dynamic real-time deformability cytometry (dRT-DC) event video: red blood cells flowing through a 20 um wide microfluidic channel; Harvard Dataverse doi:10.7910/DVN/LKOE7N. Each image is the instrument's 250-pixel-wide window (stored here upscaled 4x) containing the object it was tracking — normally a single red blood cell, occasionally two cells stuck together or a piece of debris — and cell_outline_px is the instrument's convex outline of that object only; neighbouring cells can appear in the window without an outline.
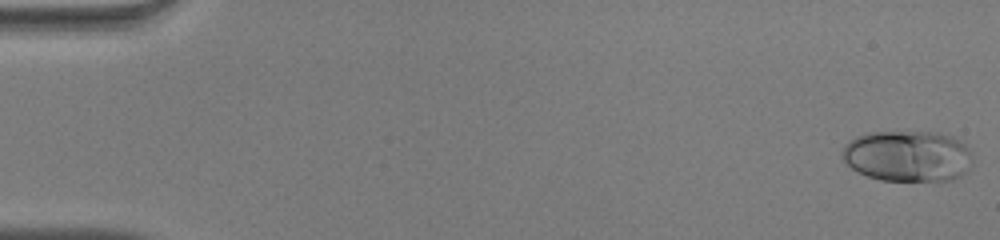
{"species": "human", "species_latin": "Homo sapiens", "temperature_condition": "warm", "stored_images_in_passage": 50, "camera_frame_rate_fps": 3000, "um_per_image_px": 0.085, "donor": {"sex": "male"}, "frame": {"image": 1, "passage_image": 1, "time_ms": 0.0, "image_size_px": [1000, 240], "cell_outline_px": [[972, 164], [960, 176], [952, 180], [880, 180], [868, 176], [852, 168], [840, 156], [844, 144], [856, 136], [872, 132], [936, 132], [952, 136], [964, 144], [972, 152]], "centroid_in_image_um": [77.15, 13.25], "position_along_channel_um": 7.8, "area_um2": 38.84}}
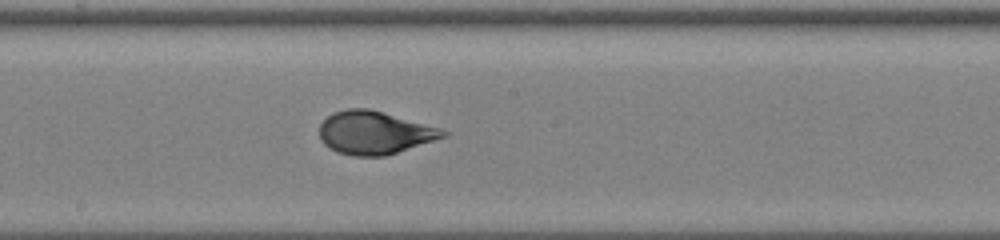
{"frame": {"image": 2, "passage_image": 28, "time_ms": 9.0, "image_size_px": [1000, 240], "cell_outline_px": [[448, 136], [384, 156], [352, 156], [336, 152], [328, 148], [320, 140], [320, 124], [332, 112], [348, 108], [368, 108], [384, 112], [440, 128], [448, 132]], "centroid_in_image_um": [31.8, 11.28], "position_along_channel_um": 216.4, "area_um2": 31.04}}
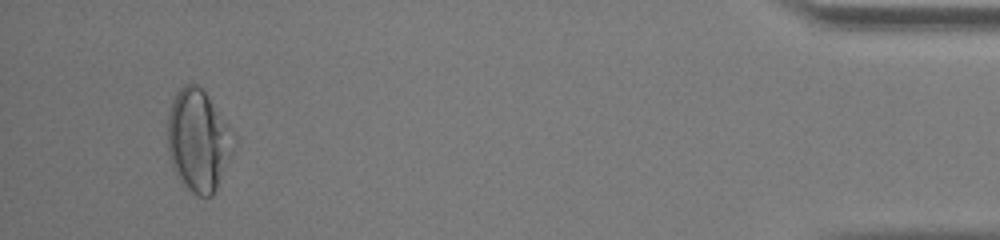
{"frame": {"image": 3, "passage_image": 48, "time_ms": 15.667, "image_size_px": [1000, 240], "cell_outline_px": [[236, 140], [216, 188], [212, 196], [200, 196], [192, 192], [180, 184], [172, 168], [168, 156], [168, 112], [172, 100], [176, 92], [184, 84], [196, 84], [204, 92], [228, 124]], "centroid_in_image_um": [16.81, 11.95], "position_along_channel_um": 418.4, "area_um2": 38.96}, "authors_computed_cell_mechanics": {"area_um2": 33.9864, "velocity_mm_per_s": 4.0943, "shape_relaxation_time_tau1_ms": 4.3461, "shape_relaxation_time_tau2_ms": null, "deformation_change_tau1": 0.2066, "deformation_change_tau2": null}}